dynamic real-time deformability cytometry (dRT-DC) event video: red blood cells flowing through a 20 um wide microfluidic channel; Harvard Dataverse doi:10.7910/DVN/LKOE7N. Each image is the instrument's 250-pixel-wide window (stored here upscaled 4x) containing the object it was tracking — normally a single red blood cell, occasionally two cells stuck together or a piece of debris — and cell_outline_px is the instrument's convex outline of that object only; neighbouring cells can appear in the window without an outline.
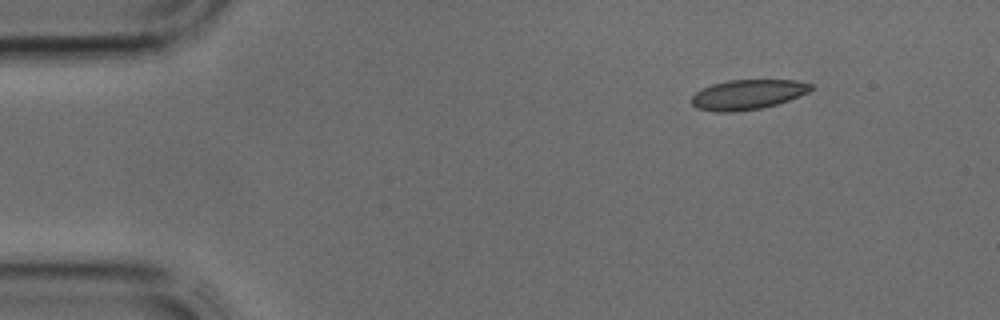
{"species": "common noctule bat (a hibernating species)", "species_latin": "Nyctalus noctula", "temperature_condition": "cold", "stored_images_in_passage": 3, "camera_frame_rate_fps": 3000, "um_per_image_px": 0.085, "animal": {"sex": "male", "body_mass_g": 17.9, "forearm_length_mm": 54.2}, "frame": {"image": 1, "passage_image": 1, "time_ms": 0.0, "image_size_px": [1000, 320], "cell_outline_px": [[812, 88], [808, 92], [788, 100], [776, 104], [760, 108], [736, 112], [716, 112], [696, 108], [692, 104], [692, 96], [696, 92], [712, 84], [728, 80], [796, 80], [812, 84]], "centroid_in_image_um": [63.53, 8.04], "position_along_channel_um": 21.5, "area_um2": 20.63}}